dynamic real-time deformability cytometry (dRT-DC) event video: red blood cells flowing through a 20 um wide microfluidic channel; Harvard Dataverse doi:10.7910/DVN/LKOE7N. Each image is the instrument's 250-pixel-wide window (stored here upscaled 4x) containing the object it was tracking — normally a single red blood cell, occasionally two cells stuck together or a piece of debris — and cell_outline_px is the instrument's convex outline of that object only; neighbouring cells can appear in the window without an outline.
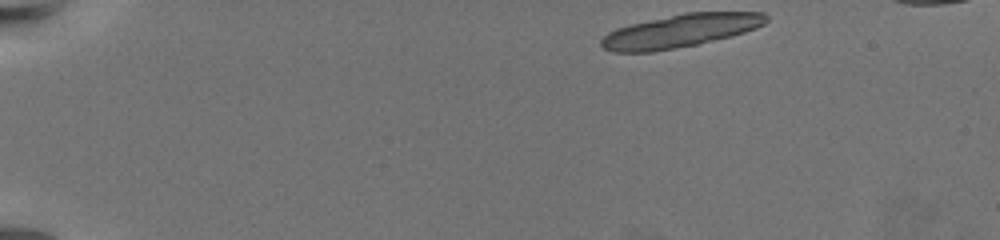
{"species": "common noctule bat (a hibernating species)", "species_latin": "Nyctalus noctula", "temperature_condition": "warm", "stored_images_in_passage": 17, "camera_frame_rate_fps": 3000, "um_per_image_px": 0.085, "animal": {"sex": "female", "body_mass_g": 19.5, "forearm_length_mm": 54.1}, "frame": {"image": 1, "passage_image": 1, "time_ms": 0.0, "image_size_px": [1000, 240], "cell_outline_px": [[768, 20], [764, 24], [756, 28], [732, 36], [696, 44], [676, 48], [652, 52], [612, 52], [604, 48], [600, 44], [600, 40], [608, 32], [616, 28], [632, 24], [684, 12], [764, 12], [768, 16]], "centroid_in_image_um": [57.84, 2.62], "position_along_channel_um": 27.2, "area_um2": 31.73}}